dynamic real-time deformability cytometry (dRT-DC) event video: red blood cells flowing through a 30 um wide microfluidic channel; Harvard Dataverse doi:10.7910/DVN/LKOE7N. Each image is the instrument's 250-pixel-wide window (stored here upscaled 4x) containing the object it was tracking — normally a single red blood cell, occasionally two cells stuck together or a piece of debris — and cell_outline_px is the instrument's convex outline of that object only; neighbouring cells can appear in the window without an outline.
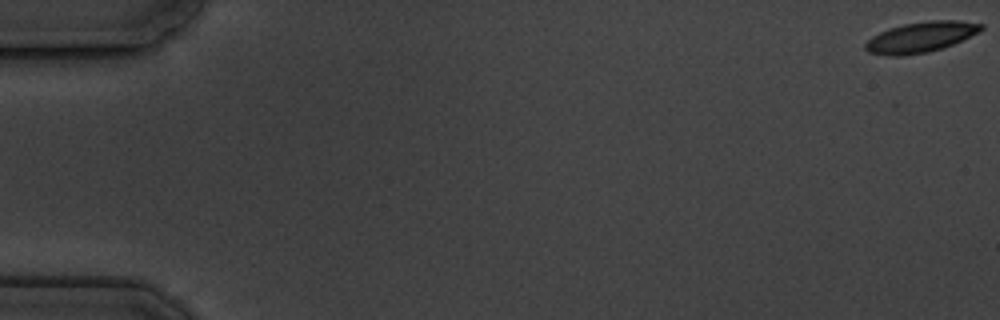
{"species": "common noctule bat (a hibernating species)", "species_latin": "Nyctalus noctula", "temperature_condition": "cold", "stored_images_in_passage": 5, "camera_frame_rate_fps": 3000, "um_per_image_px": 0.085, "animal": {"sex": "male", "body_mass_g": 19.5, "forearm_length_mm": 54.6}, "frame": {"image": 1, "passage_image": 1, "time_ms": 0.0, "image_size_px": [1000, 320], "cell_outline_px": [[984, 28], [980, 32], [952, 44], [928, 52], [900, 56], [888, 56], [868, 52], [864, 48], [864, 44], [872, 36], [888, 28], [904, 24], [932, 20], [956, 20], [984, 24]], "centroid_in_image_um": [78.25, 3.15], "position_along_channel_um": 6.7, "area_um2": 20.52}}
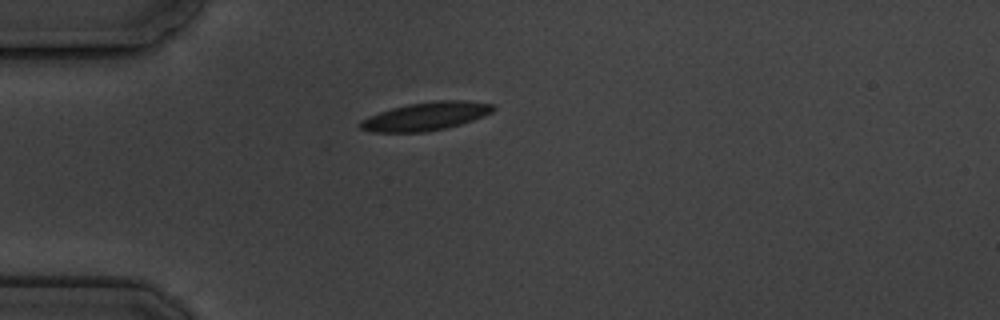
{"frame": {"image": 2, "passage_image": 5, "time_ms": 5.333, "image_size_px": [1000, 320], "cell_outline_px": [[496, 108], [492, 112], [484, 116], [460, 124], [444, 128], [424, 132], [372, 132], [360, 128], [360, 120], [368, 116], [392, 108], [408, 104], [432, 100], [464, 100], [496, 104]], "centroid_in_image_um": [36.22, 9.87], "position_along_channel_um": 48.8, "area_um2": 21.91}}